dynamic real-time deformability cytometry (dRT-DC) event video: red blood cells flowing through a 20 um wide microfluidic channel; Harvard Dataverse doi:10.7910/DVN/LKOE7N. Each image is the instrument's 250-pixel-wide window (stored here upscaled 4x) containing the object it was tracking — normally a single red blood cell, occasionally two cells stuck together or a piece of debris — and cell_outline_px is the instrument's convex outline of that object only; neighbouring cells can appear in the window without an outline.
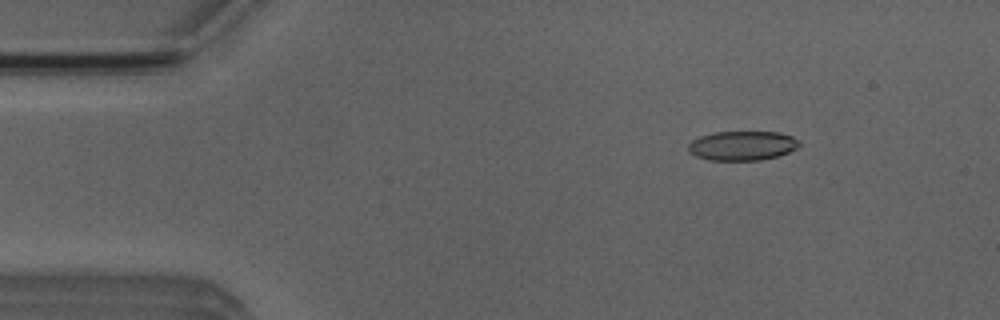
{"species": "Egyptian fruit bat (a non-hibernating species)", "species_latin": "Rousettus aegyptiacus", "temperature_condition": "room temperature", "stored_images_in_passage": 10, "camera_frame_rate_fps": 3000, "um_per_image_px": 0.085, "animal": {"sex": "male"}, "frame": {"image": 1, "passage_image": 2, "time_ms": 0.333, "image_size_px": [1000, 320], "cell_outline_px": [[800, 144], [796, 148], [788, 152], [776, 156], [760, 160], [708, 160], [696, 156], [688, 152], [688, 144], [692, 140], [700, 136], [716, 132], [780, 132], [792, 136]], "centroid_in_image_um": [63.06, 12.38], "position_along_channel_um": 21.9, "area_um2": 18.9}}